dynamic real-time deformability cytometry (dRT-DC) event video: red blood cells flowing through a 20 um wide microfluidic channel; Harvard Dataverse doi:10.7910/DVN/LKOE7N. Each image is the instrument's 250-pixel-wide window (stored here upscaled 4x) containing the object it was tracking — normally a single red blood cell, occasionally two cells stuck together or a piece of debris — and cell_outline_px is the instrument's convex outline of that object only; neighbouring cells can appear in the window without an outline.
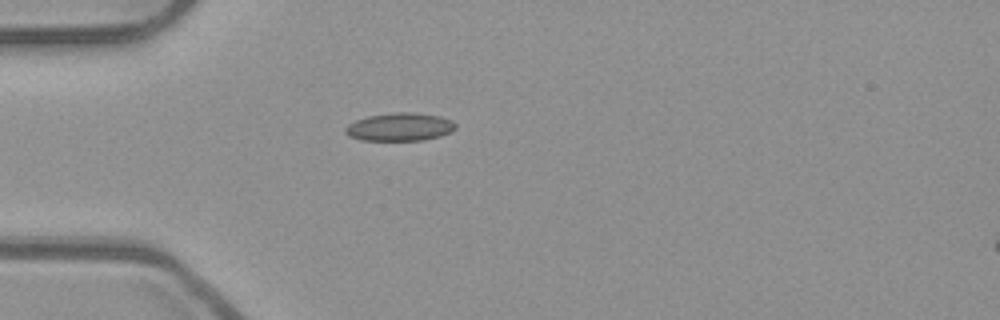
{"species": "common noctule bat (a hibernating species)", "species_latin": "Nyctalus noctula", "temperature_condition": "room temperature", "stored_images_in_passage": 38, "camera_frame_rate_fps": 3000, "um_per_image_px": 0.085, "animal": {"sex": "male", "body_mass_g": 23.1, "forearm_length_mm": 52.7}, "frame": {"image": 1, "passage_image": 1, "time_ms": 0.0, "image_size_px": [1000, 320], "cell_outline_px": [[456, 128], [452, 132], [440, 136], [424, 140], [360, 140], [348, 136], [344, 132], [344, 128], [348, 124], [356, 120], [368, 116], [396, 112], [416, 112], [440, 116], [452, 120], [456, 124]], "centroid_in_image_um": [33.99, 10.79], "position_along_channel_um": 51.0, "area_um2": 18.21}}
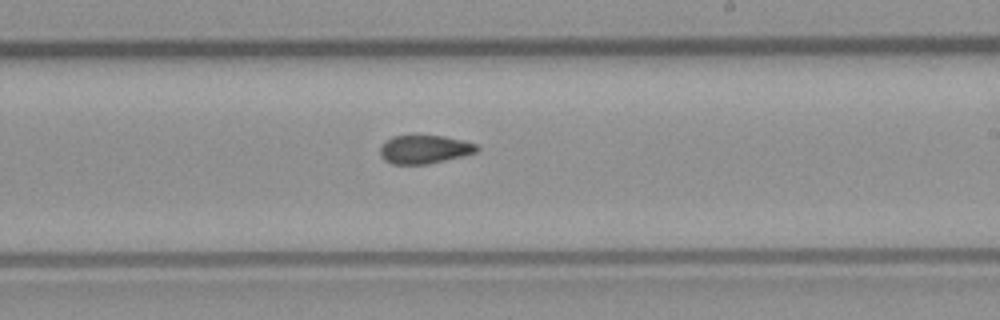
{"frame": {"image": 2, "passage_image": 17, "time_ms": 5.333, "image_size_px": [1000, 320], "cell_outline_px": [[480, 148], [476, 152], [428, 164], [392, 164], [384, 160], [380, 156], [380, 148], [384, 140], [392, 136], [444, 136], [464, 140], [476, 144]], "centroid_in_image_um": [36.04, 12.69], "position_along_channel_um": 253.0, "area_um2": 16.01}}
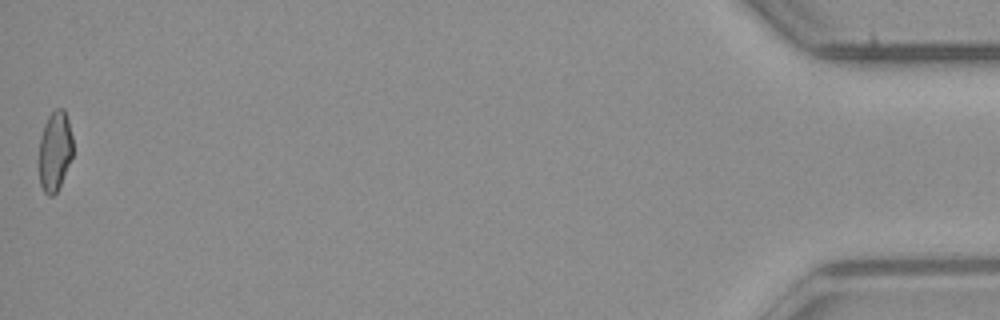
{"frame": {"image": 3, "passage_image": 38, "time_ms": 12.333, "image_size_px": [1000, 320], "cell_outline_px": [[72, 156], [60, 184], [56, 192], [52, 196], [48, 196], [44, 192], [40, 184], [36, 160], [40, 136], [44, 124], [48, 116], [56, 108], [64, 108], [68, 120], [72, 136]], "centroid_in_image_um": [4.6, 12.84], "position_along_channel_um": 430.6, "area_um2": 16.24}, "authors_computed_cell_mechanics": {"area_um2": 16.473, "velocity_mm_per_s": 3.9844, "shape_relaxation_time_tau1_ms": null, "shape_relaxation_time_tau2_ms": 1.9702, "deformation_change_tau1": null, "deformation_change_tau2": 0.076}}